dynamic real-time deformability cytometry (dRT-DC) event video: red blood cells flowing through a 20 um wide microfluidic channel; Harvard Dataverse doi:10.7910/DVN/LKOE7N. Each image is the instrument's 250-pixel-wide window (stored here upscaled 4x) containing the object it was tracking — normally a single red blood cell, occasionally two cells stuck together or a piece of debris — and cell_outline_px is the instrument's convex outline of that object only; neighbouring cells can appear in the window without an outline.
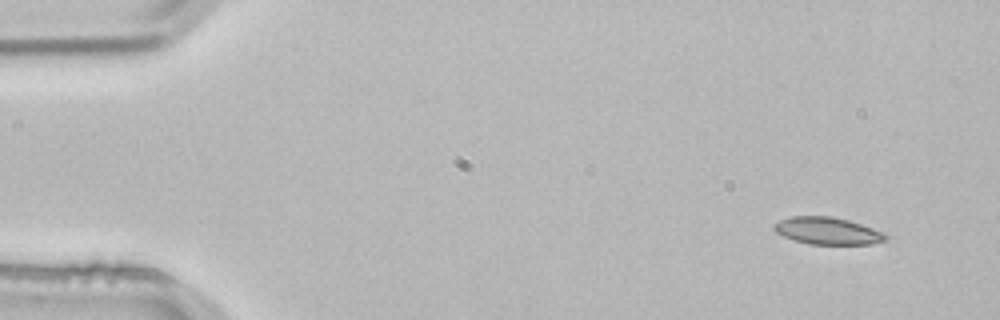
{"species": "common noctule bat (a hibernating species)", "species_latin": "Nyctalus noctula", "temperature_condition": "room temperature", "stored_images_in_passage": 3, "camera_frame_rate_fps": 3000, "um_per_image_px": 0.085, "animal": {"sex": "male", "body_mass_g": 21.5, "forearm_length_mm": 52.0}, "frame": {"image": 1, "passage_image": 1, "time_ms": 0.0, "image_size_px": [1000, 320], "cell_outline_px": [[888, 240], [872, 244], [808, 244], [784, 236], [776, 232], [772, 228], [780, 220], [792, 216], [832, 216], [848, 220], [884, 232], [888, 236]], "centroid_in_image_um": [70.38, 19.62], "position_along_channel_um": 14.6, "area_um2": 17.57}}
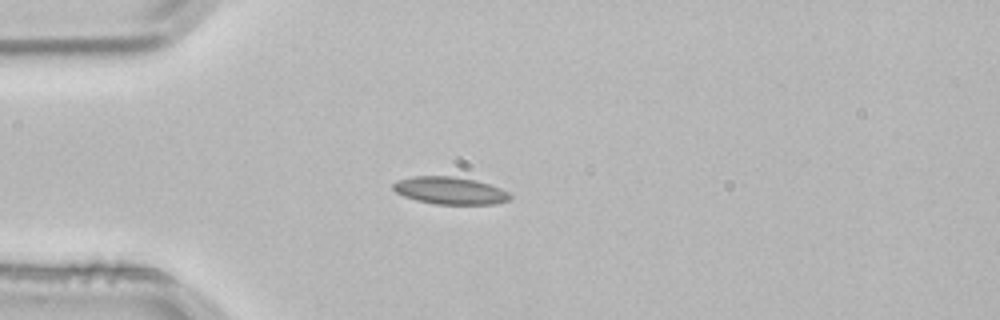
{"frame": {"image": 2, "passage_image": 3, "time_ms": 0.667, "image_size_px": [1000, 320], "cell_outline_px": [[512, 196], [508, 200], [496, 204], [436, 204], [416, 200], [404, 196], [396, 192], [392, 188], [392, 184], [396, 180], [412, 176], [452, 176], [476, 180], [500, 188], [508, 192]], "centroid_in_image_um": [38.22, 16.19], "position_along_channel_um": 46.8, "area_um2": 18.67}}